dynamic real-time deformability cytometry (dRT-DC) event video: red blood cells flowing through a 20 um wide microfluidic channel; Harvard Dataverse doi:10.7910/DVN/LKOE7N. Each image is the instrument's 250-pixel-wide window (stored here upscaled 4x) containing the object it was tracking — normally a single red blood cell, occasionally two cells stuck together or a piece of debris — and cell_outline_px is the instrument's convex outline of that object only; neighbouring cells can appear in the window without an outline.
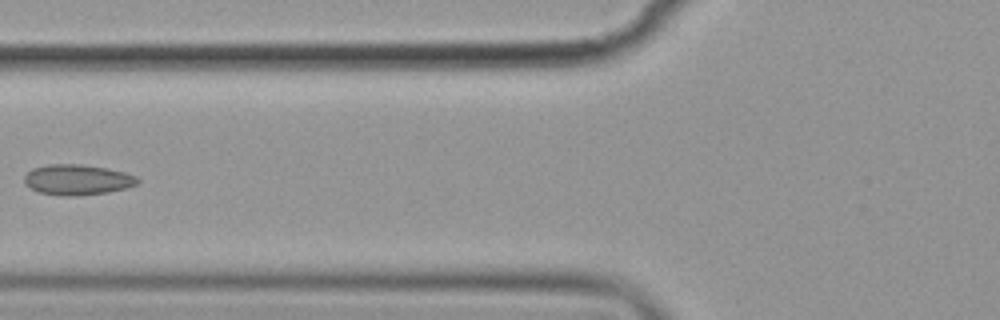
{"species": "common noctule bat (a hibernating species)", "species_latin": "Nyctalus noctula", "temperature_condition": "cold", "stored_images_in_passage": 8, "camera_frame_rate_fps": 3000, "um_per_image_px": 0.085, "animal": {"sex": "female", "body_mass_g": 19.9}, "frame": {"image": 1, "passage_image": 6, "time_ms": 6.667, "image_size_px": [1000, 320], "cell_outline_px": [[140, 180], [136, 184], [124, 188], [108, 192], [76, 196], [64, 196], [40, 192], [24, 184], [24, 176], [32, 168], [48, 164], [80, 164], [104, 168], [124, 172], [136, 176]], "centroid_in_image_um": [6.55, 15.27], "position_along_channel_um": 119.3, "area_um2": 19.94}}
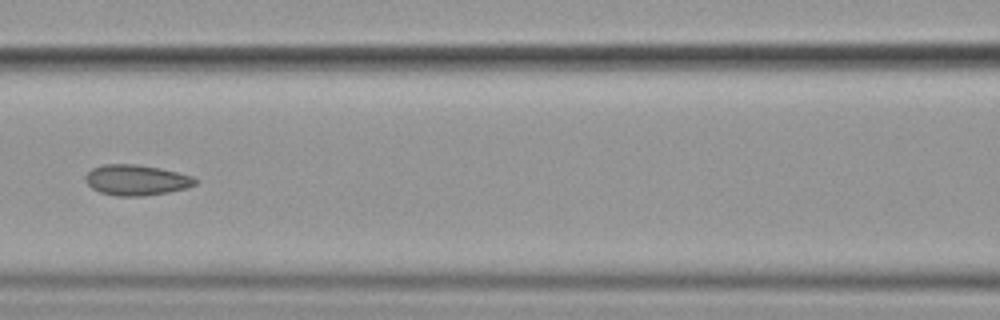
{"frame": {"image": 2, "passage_image": 7, "time_ms": 7.667, "image_size_px": [1000, 320], "cell_outline_px": [[196, 184], [188, 188], [168, 192], [144, 196], [116, 196], [100, 192], [92, 188], [84, 180], [84, 176], [92, 168], [104, 164], [136, 164], [160, 168], [192, 176], [196, 180]], "centroid_in_image_um": [11.57, 15.3], "position_along_channel_um": 155.0, "area_um2": 19.59}}
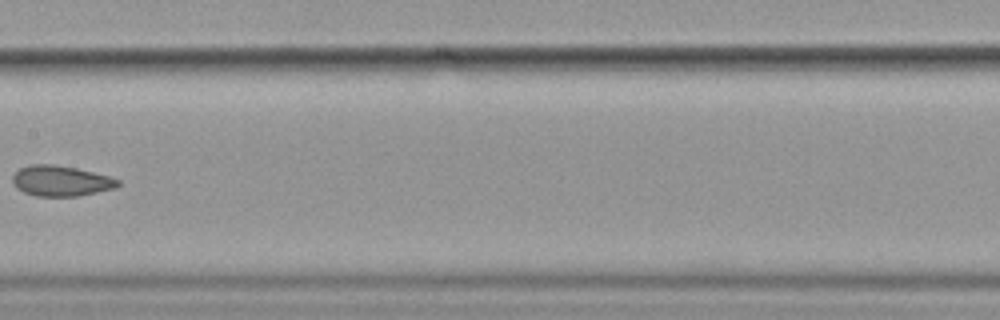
{"frame": {"image": 3, "passage_image": 8, "time_ms": 9.0, "image_size_px": [1000, 320], "cell_outline_px": [[120, 184], [116, 188], [76, 196], [36, 196], [24, 192], [16, 188], [12, 184], [12, 176], [20, 168], [32, 164], [52, 164], [76, 168], [108, 176], [120, 180]], "centroid_in_image_um": [5.15, 15.38], "position_along_channel_um": 202.3, "area_um2": 18.67}}